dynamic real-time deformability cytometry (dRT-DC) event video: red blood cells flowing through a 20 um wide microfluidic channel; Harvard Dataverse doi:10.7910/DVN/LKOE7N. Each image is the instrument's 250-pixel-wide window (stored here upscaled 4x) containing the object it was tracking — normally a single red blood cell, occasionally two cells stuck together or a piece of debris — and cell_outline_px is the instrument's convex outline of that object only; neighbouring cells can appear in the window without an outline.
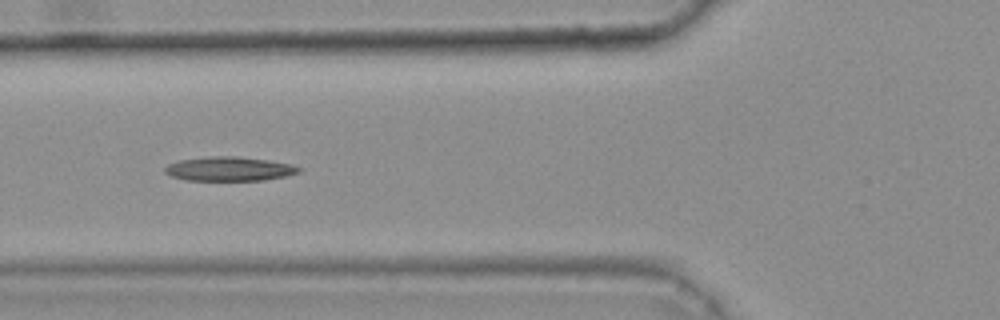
{"species": "common noctule bat (a hibernating species)", "species_latin": "Nyctalus noctula", "temperature_condition": "warm", "stored_images_in_passage": 46, "camera_frame_rate_fps": 3000, "um_per_image_px": 0.085, "animal": {"sex": "female", "body_mass_g": 25.1}, "frame": {"image": 1, "passage_image": 20, "time_ms": 6.333, "image_size_px": [1000, 320], "cell_outline_px": [[304, 168], [300, 172], [284, 176], [264, 180], [188, 180], [172, 176], [164, 172], [164, 168], [168, 164], [180, 160], [212, 156], [236, 156], [268, 160], [292, 164]], "centroid_in_image_um": [19.52, 14.35], "position_along_channel_um": 106.3, "area_um2": 18.79}}